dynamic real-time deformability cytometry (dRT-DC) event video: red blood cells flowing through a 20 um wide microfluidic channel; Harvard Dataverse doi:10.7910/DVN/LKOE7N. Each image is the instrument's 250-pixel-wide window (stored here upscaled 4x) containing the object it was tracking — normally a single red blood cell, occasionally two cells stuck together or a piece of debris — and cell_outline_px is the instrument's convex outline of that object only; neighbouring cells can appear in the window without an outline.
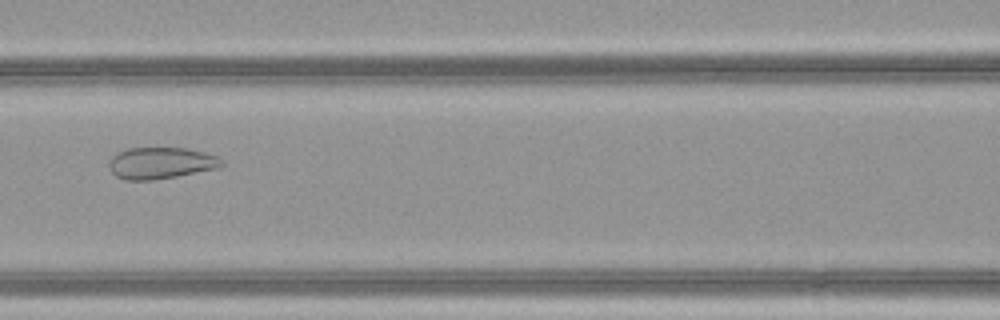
{"species": "common noctule bat (a hibernating species)", "species_latin": "Nyctalus noctula", "temperature_condition": "warm", "stored_images_in_passage": 46, "camera_frame_rate_fps": 3000, "um_per_image_px": 0.085, "animal": {"sex": "female", "body_mass_g": 21.9}, "frame": {"image": 1, "passage_image": 20, "time_ms": 6.333, "image_size_px": [1000, 320], "cell_outline_px": [[224, 164], [216, 168], [176, 176], [152, 180], [124, 180], [116, 176], [112, 172], [108, 164], [108, 160], [116, 152], [128, 148], [188, 148], [204, 152], [216, 156], [224, 160]], "centroid_in_image_um": [13.63, 13.85], "position_along_channel_um": 153.0, "area_um2": 20.75}}
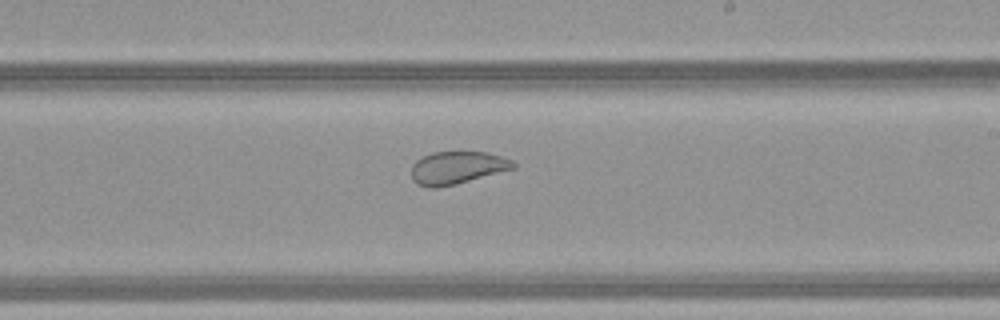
{"frame": {"image": 2, "passage_image": 27, "time_ms": 8.667, "image_size_px": [1000, 320], "cell_outline_px": [[516, 168], [456, 184], [436, 188], [428, 188], [416, 184], [412, 180], [412, 164], [416, 160], [432, 152], [488, 152], [512, 160], [516, 164]], "centroid_in_image_um": [38.84, 14.26], "position_along_channel_um": 250.2, "area_um2": 19.48}}
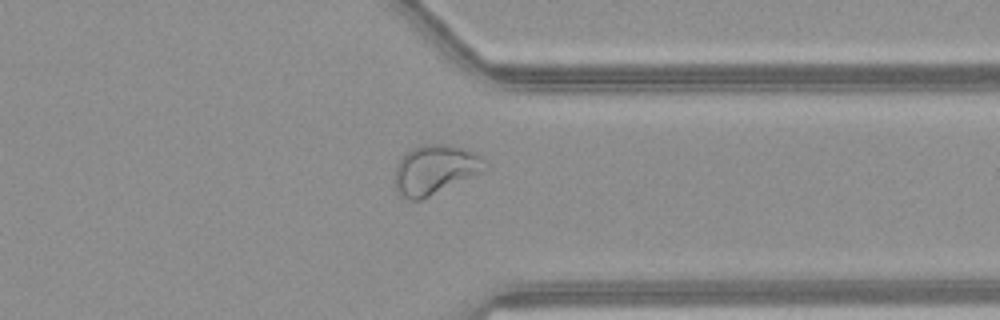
{"frame": {"image": 3, "passage_image": 36, "time_ms": 11.667, "image_size_px": [1000, 320], "cell_outline_px": [[488, 168], [484, 172], [420, 200], [408, 200], [400, 196], [396, 192], [396, 164], [404, 152], [424, 144], [444, 144], [476, 152], [484, 160]], "centroid_in_image_um": [36.98, 14.43], "position_along_channel_um": 374.4, "area_um2": 26.01}, "authors_computed_cell_mechanics": {"area_um2": 27.8596, "velocity_mm_per_s": 4.177, "shape_relaxation_time_tau1_ms": null, "shape_relaxation_time_tau2_ms": 0.5797, "deformation_change_tau1": null, "deformation_change_tau2": 0.0593}}